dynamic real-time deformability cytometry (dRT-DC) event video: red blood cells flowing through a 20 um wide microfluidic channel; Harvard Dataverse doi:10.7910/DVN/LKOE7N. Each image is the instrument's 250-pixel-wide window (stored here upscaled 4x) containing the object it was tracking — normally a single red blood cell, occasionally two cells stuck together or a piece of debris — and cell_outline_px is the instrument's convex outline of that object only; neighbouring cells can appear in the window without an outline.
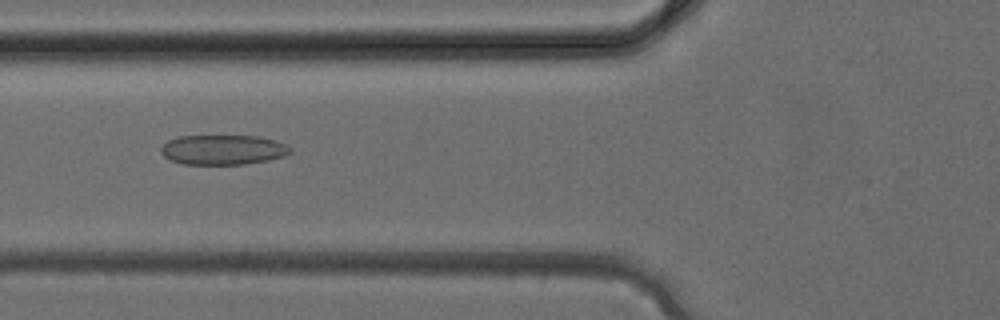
{"species": "common noctule bat (a hibernating species)", "species_latin": "Nyctalus noctula", "temperature_condition": "cold", "stored_images_in_passage": 26, "camera_frame_rate_fps": 3000, "um_per_image_px": 0.085, "animal": {"sex": "female", "body_mass_g": 24.6, "forearm_length_mm": 56.2}, "frame": {"image": 1, "passage_image": 3, "time_ms": 0.667, "image_size_px": [1000, 320], "cell_outline_px": [[292, 152], [284, 156], [268, 160], [244, 164], [184, 164], [172, 160], [164, 156], [160, 152], [160, 148], [168, 140], [180, 136], [256, 136], [276, 140], [292, 148]], "centroid_in_image_um": [18.96, 12.73], "position_along_channel_um": 106.8, "area_um2": 22.43}}
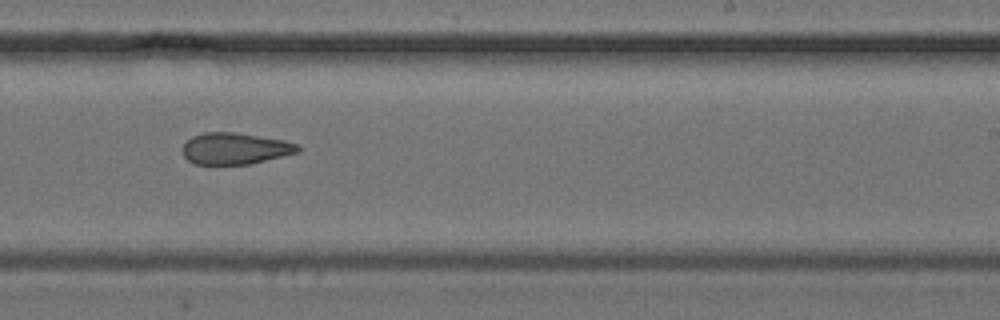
{"frame": {"image": 2, "passage_image": 12, "time_ms": 3.667, "image_size_px": [1000, 320], "cell_outline_px": [[300, 152], [248, 164], [196, 164], [188, 160], [184, 156], [180, 148], [192, 136], [204, 132], [236, 132], [284, 140], [296, 144], [300, 148]], "centroid_in_image_um": [19.95, 12.62], "position_along_channel_um": 269.0, "area_um2": 21.15}}
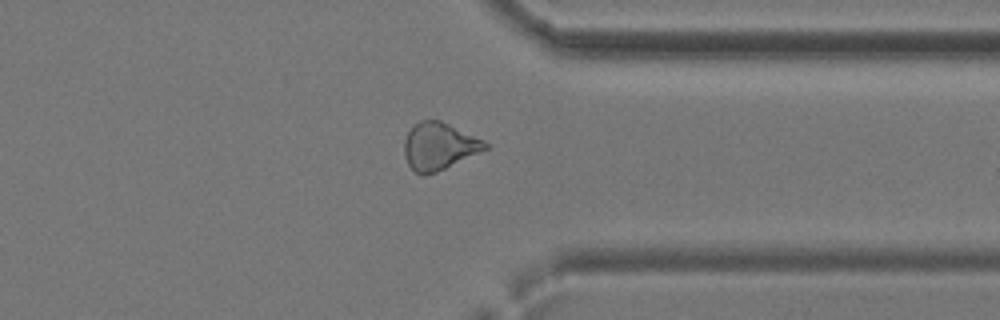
{"frame": {"image": 3, "passage_image": 18, "time_ms": 5.667, "image_size_px": [1000, 320], "cell_outline_px": [[488, 148], [436, 172], [424, 176], [420, 176], [408, 164], [404, 152], [404, 140], [408, 132], [420, 120], [440, 120], [484, 140], [488, 144]], "centroid_in_image_um": [37.3, 12.43], "position_along_channel_um": 374.1, "area_um2": 21.96}}